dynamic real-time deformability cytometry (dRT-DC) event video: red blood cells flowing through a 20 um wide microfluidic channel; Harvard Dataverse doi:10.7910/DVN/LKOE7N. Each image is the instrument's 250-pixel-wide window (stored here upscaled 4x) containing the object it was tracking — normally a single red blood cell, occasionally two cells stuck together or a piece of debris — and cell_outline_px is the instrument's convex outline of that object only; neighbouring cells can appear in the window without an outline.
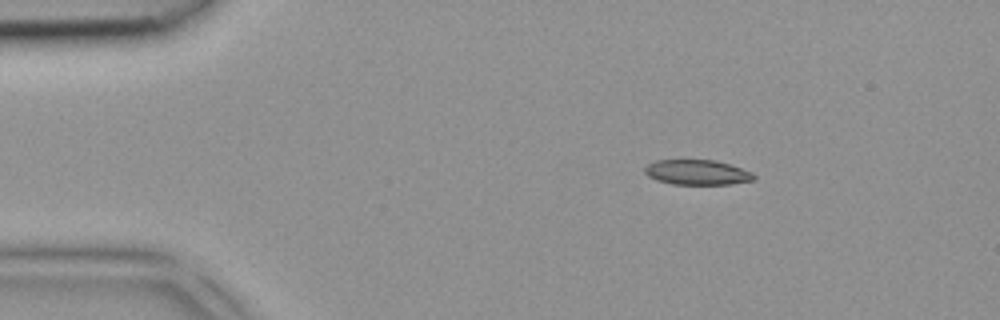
{"species": "common noctule bat (a hibernating species)", "species_latin": "Nyctalus noctula", "temperature_condition": "room temperature", "stored_images_in_passage": 4, "camera_frame_rate_fps": 3000, "um_per_image_px": 0.085, "animal": {"sex": "female", "body_mass_g": 18.4}, "frame": {"image": 1, "passage_image": 1, "time_ms": 0.0, "image_size_px": [1000, 320], "cell_outline_px": [[756, 176], [752, 180], [732, 184], [672, 184], [656, 180], [648, 176], [644, 172], [644, 168], [648, 164], [656, 160], [716, 160], [752, 172]], "centroid_in_image_um": [59.23, 14.65], "position_along_channel_um": 25.8, "area_um2": 15.84}}
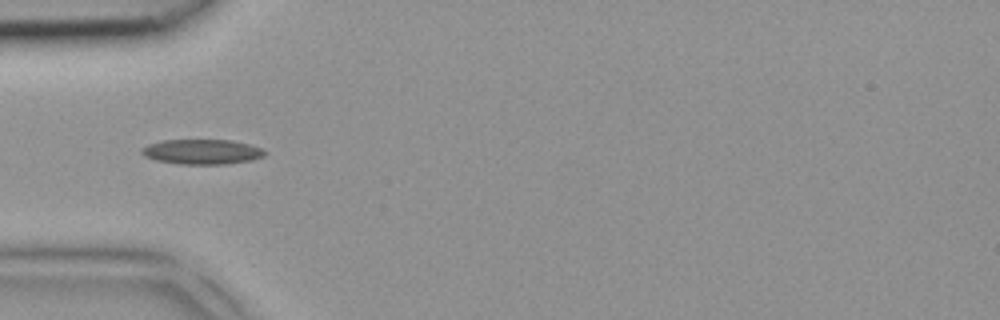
{"frame": {"image": 2, "passage_image": 3, "time_ms": 0.667, "image_size_px": [1000, 320], "cell_outline_px": [[264, 156], [252, 160], [224, 164], [180, 164], [156, 160], [144, 156], [140, 152], [140, 148], [148, 144], [160, 140], [232, 140], [248, 144], [260, 148], [264, 152]], "centroid_in_image_um": [17.11, 12.9], "position_along_channel_um": 67.9, "area_um2": 17.86}}